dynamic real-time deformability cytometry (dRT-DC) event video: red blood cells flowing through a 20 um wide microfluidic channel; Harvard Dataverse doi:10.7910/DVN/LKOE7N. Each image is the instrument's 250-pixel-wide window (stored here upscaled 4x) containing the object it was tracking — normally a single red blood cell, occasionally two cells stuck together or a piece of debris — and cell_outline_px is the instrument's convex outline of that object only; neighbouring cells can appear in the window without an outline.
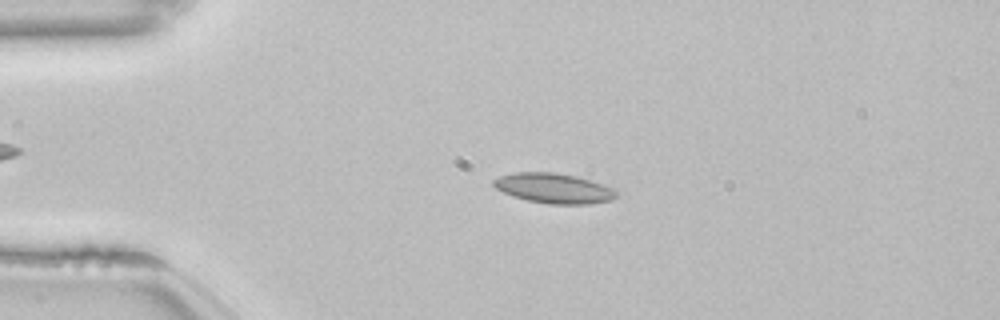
{"species": "common noctule bat (a hibernating species)", "species_latin": "Nyctalus noctula", "temperature_condition": "room temperature", "stored_images_in_passage": 53, "camera_frame_rate_fps": 3000, "um_per_image_px": 0.085, "animal": {"sex": "female", "body_mass_g": 22.7, "forearm_length_mm": 54.2}, "frame": {"image": 1, "passage_image": 12, "time_ms": 3.667, "image_size_px": [1000, 320], "cell_outline_px": [[620, 192], [612, 200], [588, 204], [548, 204], [528, 200], [512, 196], [496, 188], [492, 184], [492, 180], [500, 176], [516, 172], [552, 172], [576, 176], [616, 188]], "centroid_in_image_um": [47.11, 16.0], "position_along_channel_um": 37.9, "area_um2": 21.56}}
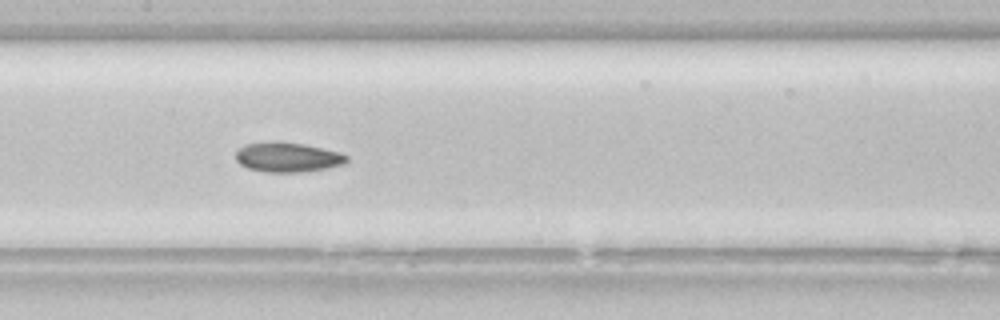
{"frame": {"image": 2, "passage_image": 26, "time_ms": 8.333, "image_size_px": [1000, 320], "cell_outline_px": [[348, 160], [344, 164], [324, 168], [300, 172], [268, 172], [248, 168], [240, 164], [236, 160], [236, 152], [244, 144], [272, 140], [304, 144], [340, 152], [348, 156]], "centroid_in_image_um": [24.42, 13.34], "position_along_channel_um": 183.0, "area_um2": 19.25}}
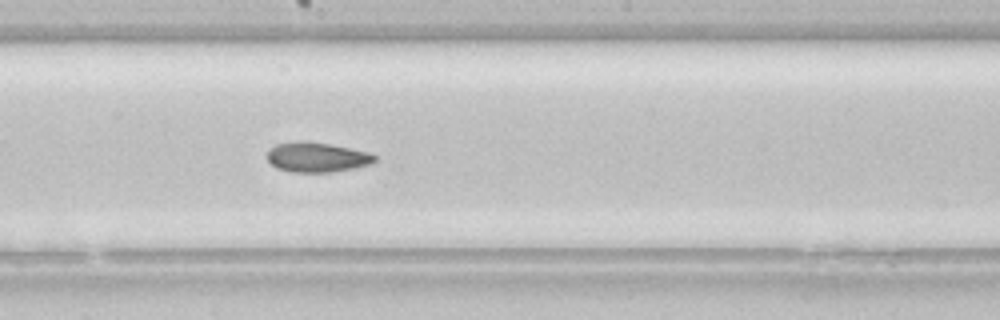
{"frame": {"image": 3, "passage_image": 29, "time_ms": 9.333, "image_size_px": [1000, 320], "cell_outline_px": [[376, 160], [372, 164], [352, 168], [328, 172], [288, 172], [276, 168], [268, 160], [268, 148], [276, 144], [296, 140], [304, 140], [332, 144], [368, 152], [376, 156]], "centroid_in_image_um": [26.9, 13.34], "position_along_channel_um": 221.3, "area_um2": 18.9}, "authors_computed_cell_mechanics": {"area_um2": 19.941, "velocity_mm_per_s": 3.8453, "shape_relaxation_time_tau1_ms": null, "shape_relaxation_time_tau2_ms": 3.8611, "deformation_change_tau1": null, "deformation_change_tau2": 0.0777}}